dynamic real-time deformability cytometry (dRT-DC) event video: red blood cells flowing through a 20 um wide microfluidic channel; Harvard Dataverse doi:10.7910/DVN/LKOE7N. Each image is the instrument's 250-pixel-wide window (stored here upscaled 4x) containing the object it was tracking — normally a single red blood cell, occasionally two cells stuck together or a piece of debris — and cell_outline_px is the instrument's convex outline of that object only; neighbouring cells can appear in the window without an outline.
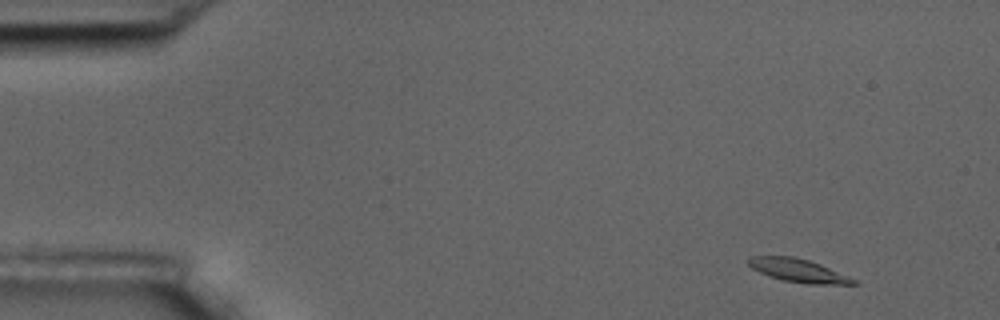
{"species": "common noctule bat (a hibernating species)", "species_latin": "Nyctalus noctula", "temperature_condition": "room temperature", "stored_images_in_passage": 9, "camera_frame_rate_fps": 3000, "um_per_image_px": 0.085, "animal": {"sex": "male", "body_mass_g": 17.5, "forearm_length_mm": 52.3}, "frame": {"image": 1, "passage_image": 1, "time_ms": 0.0, "image_size_px": [1000, 320], "cell_outline_px": [[860, 284], [808, 284], [780, 280], [768, 276], [752, 268], [748, 264], [748, 260], [752, 256], [792, 256], [808, 260], [820, 264], [848, 276], [856, 280]], "centroid_in_image_um": [67.85, 23.0], "position_along_channel_um": 17.2, "area_um2": 14.16}}
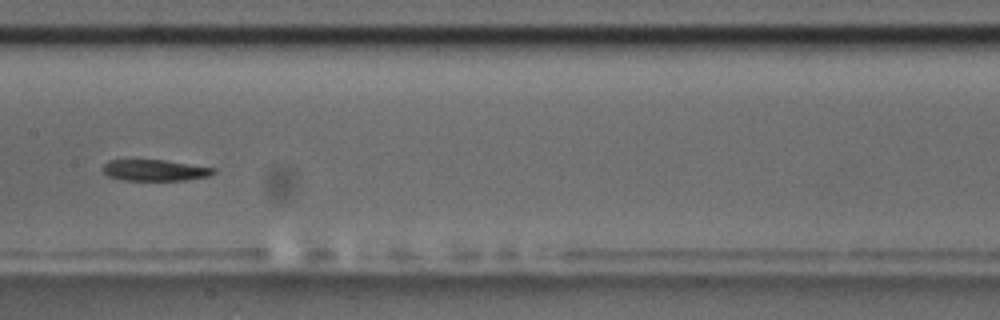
{"frame": {"image": 2, "passage_image": 8, "time_ms": 8.0, "image_size_px": [1000, 320], "cell_outline_px": [[216, 172], [208, 176], [184, 180], [124, 180], [108, 176], [100, 168], [108, 160], [164, 160], [216, 168]], "centroid_in_image_um": [13.14, 14.47], "position_along_channel_um": 194.3, "area_um2": 13.64}}
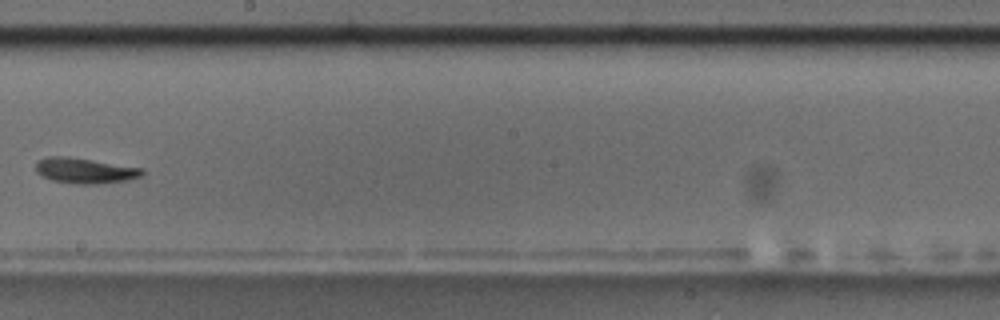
{"frame": {"image": 3, "passage_image": 9, "time_ms": 9.333, "image_size_px": [1000, 320], "cell_outline_px": [[144, 172], [140, 176], [128, 180], [96, 184], [76, 184], [52, 180], [40, 176], [36, 172], [36, 160], [48, 156], [68, 156], [144, 168]], "centroid_in_image_um": [7.18, 14.49], "position_along_channel_um": 241.0, "area_um2": 15.95}}